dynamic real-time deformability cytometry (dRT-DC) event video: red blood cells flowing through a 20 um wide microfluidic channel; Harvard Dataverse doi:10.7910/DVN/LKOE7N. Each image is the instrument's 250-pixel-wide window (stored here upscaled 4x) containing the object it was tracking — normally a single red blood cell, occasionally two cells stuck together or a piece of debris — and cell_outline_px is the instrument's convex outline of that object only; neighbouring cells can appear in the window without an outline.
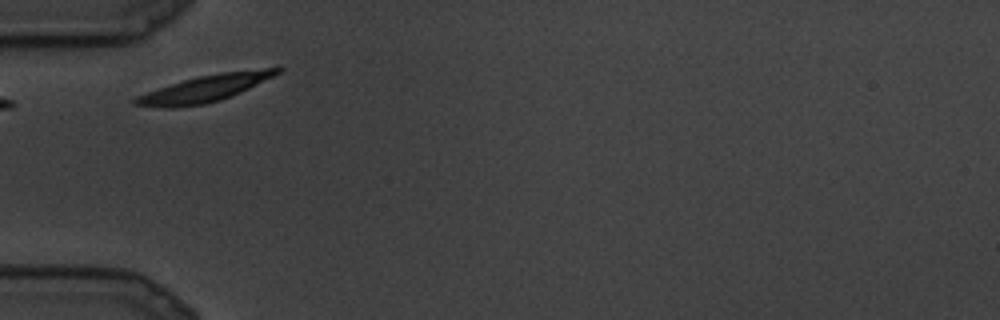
{"species": "common noctule bat (a hibernating species)", "species_latin": "Nyctalus noctula", "temperature_condition": "cold", "stored_images_in_passage": 2, "camera_frame_rate_fps": 3000, "um_per_image_px": 0.085, "animal": {"sex": "male", "body_mass_g": 19.5, "forearm_length_mm": 54.6}, "frame": {"image": 1, "passage_image": 1, "time_ms": 0.0, "image_size_px": [1000, 320], "cell_outline_px": [[284, 68], [280, 72], [240, 92], [220, 100], [204, 104], [172, 108], [160, 108], [132, 104], [132, 100], [136, 96], [184, 80], [200, 76], [220, 72], [280, 64]], "centroid_in_image_um": [17.52, 7.48], "position_along_channel_um": 67.5, "area_um2": 22.25}}